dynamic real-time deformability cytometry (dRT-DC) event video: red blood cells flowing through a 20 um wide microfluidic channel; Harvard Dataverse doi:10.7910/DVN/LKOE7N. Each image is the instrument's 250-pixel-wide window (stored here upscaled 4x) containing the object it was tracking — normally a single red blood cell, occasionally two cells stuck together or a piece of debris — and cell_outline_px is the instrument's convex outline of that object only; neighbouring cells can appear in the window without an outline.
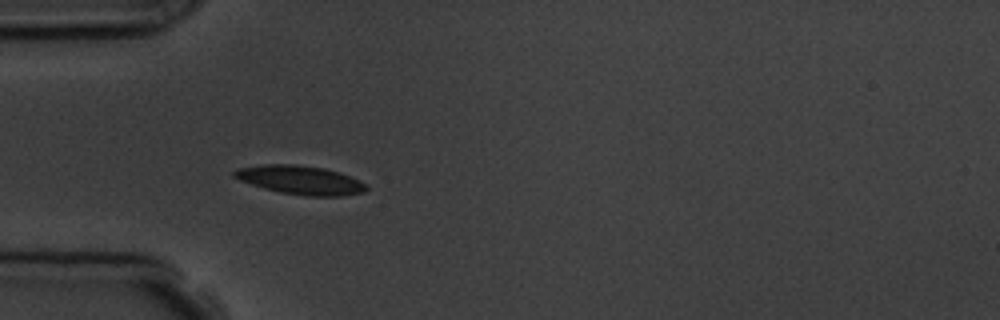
{"species": "common noctule bat (a hibernating species)", "species_latin": "Nyctalus noctula", "temperature_condition": "room temperature", "stored_images_in_passage": 4, "camera_frame_rate_fps": 3000, "um_per_image_px": 0.085, "animal": {"sex": "male", "body_mass_g": 19.5, "forearm_length_mm": 54.6}, "frame": {"image": 1, "passage_image": 4, "time_ms": 4.333, "image_size_px": [1000, 320], "cell_outline_px": [[368, 188], [364, 192], [340, 196], [308, 196], [280, 192], [264, 188], [240, 180], [232, 176], [232, 172], [240, 168], [264, 164], [292, 164], [324, 168], [348, 176], [364, 184]], "centroid_in_image_um": [25.49, 15.3], "position_along_channel_um": 59.5, "area_um2": 21.68}}